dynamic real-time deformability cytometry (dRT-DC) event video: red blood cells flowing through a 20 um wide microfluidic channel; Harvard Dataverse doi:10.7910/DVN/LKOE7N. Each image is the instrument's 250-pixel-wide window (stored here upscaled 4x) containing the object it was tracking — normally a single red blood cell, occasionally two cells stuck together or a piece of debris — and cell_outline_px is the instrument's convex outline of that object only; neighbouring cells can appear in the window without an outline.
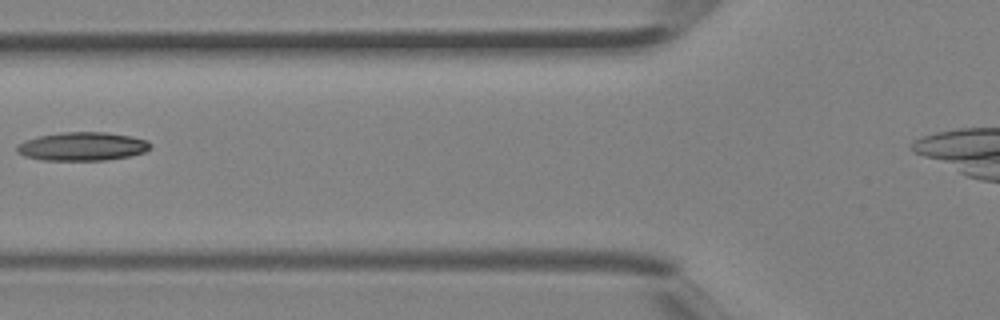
{"species": "Egyptian fruit bat (a non-hibernating species)", "species_latin": "Rousettus aegyptiacus", "temperature_condition": "room temperature", "stored_images_in_passage": 2, "camera_frame_rate_fps": 3000, "um_per_image_px": 0.085, "animal": {"sex": "female"}, "frame": {"image": 1, "passage_image": 2, "time_ms": 0.333, "image_size_px": [1000, 320], "cell_outline_px": [[152, 148], [144, 152], [128, 156], [108, 160], [44, 160], [24, 156], [16, 152], [16, 144], [24, 140], [40, 136], [64, 132], [104, 132], [132, 136], [148, 140], [152, 144]], "centroid_in_image_um": [7.01, 12.44], "position_along_channel_um": 118.8, "area_um2": 22.31}}